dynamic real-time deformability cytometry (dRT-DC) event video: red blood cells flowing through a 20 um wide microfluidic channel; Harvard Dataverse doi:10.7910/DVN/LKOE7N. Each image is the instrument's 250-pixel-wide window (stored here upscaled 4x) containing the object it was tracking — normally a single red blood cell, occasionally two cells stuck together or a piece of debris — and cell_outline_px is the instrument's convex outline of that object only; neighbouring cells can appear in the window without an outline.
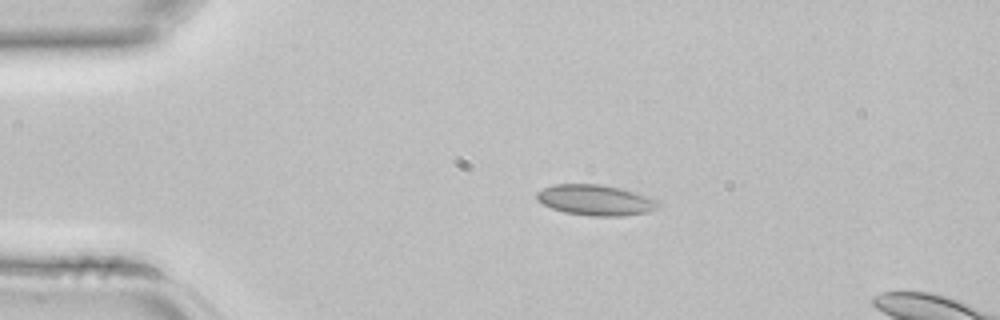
{"species": "common noctule bat (a hibernating species)", "species_latin": "Nyctalus noctula", "temperature_condition": "room temperature", "stored_images_in_passage": 4, "camera_frame_rate_fps": 3000, "um_per_image_px": 0.085, "animal": {"sex": "female", "body_mass_g": 22.7, "forearm_length_mm": 54.2}, "frame": {"image": 1, "passage_image": 3, "time_ms": 0.667, "image_size_px": [1000, 320], "cell_outline_px": [[660, 204], [656, 208], [648, 212], [620, 216], [592, 216], [564, 212], [552, 208], [536, 200], [536, 192], [552, 184], [600, 184], [620, 188], [636, 192], [660, 200]], "centroid_in_image_um": [50.63, 17.0], "position_along_channel_um": 34.4, "area_um2": 21.79}}